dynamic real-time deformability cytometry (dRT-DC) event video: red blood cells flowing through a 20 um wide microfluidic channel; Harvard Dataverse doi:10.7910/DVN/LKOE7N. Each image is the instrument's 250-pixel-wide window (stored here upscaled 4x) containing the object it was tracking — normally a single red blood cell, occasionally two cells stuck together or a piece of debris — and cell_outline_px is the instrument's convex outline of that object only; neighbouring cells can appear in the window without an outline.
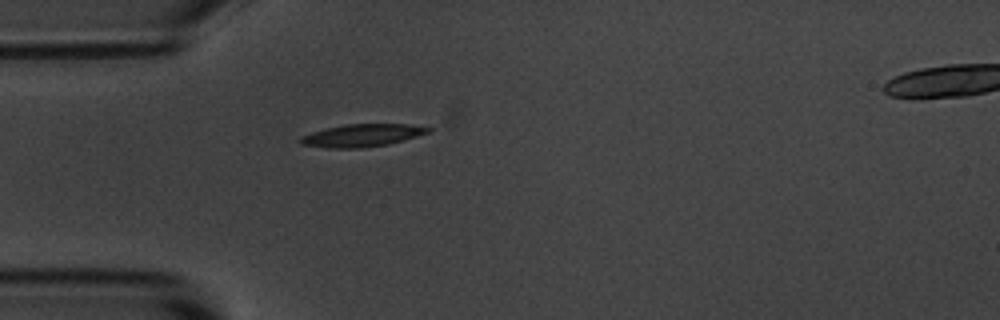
{"species": "common noctule bat (a hibernating species)", "species_latin": "Nyctalus noctula", "temperature_condition": "room temperature", "stored_images_in_passage": 41, "camera_frame_rate_fps": 3000, "um_per_image_px": 0.085, "animal": {"sex": "male", "body_mass_g": 20.1, "forearm_length_mm": 53.5}, "frame": {"image": 1, "passage_image": 1, "time_ms": 0.0, "image_size_px": [1000, 320], "cell_outline_px": [[432, 128], [428, 132], [416, 136], [388, 144], [360, 148], [328, 148], [300, 144], [296, 140], [300, 136], [324, 128], [344, 124], [408, 124]], "centroid_in_image_um": [30.68, 11.51], "position_along_channel_um": 54.3, "area_um2": 16.82}}
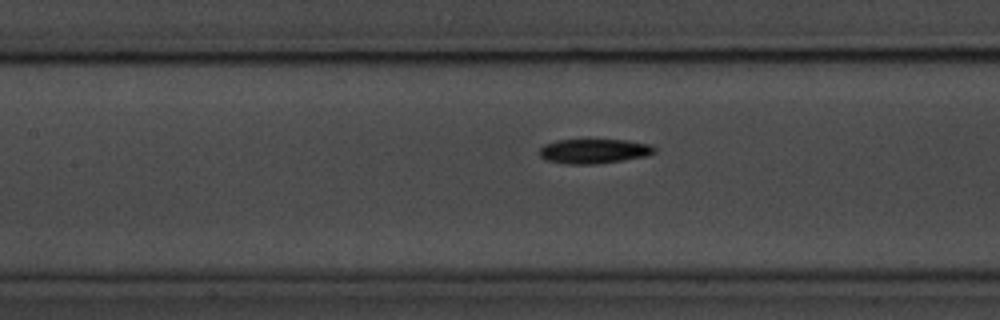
{"frame": {"image": 2, "passage_image": 10, "time_ms": 3.0, "image_size_px": [1000, 320], "cell_outline_px": [[656, 152], [648, 156], [624, 160], [596, 164], [568, 164], [544, 160], [540, 156], [540, 148], [544, 144], [556, 140], [624, 140], [648, 144], [656, 148]], "centroid_in_image_um": [50.48, 12.86], "position_along_channel_um": 156.9, "area_um2": 16.53}}
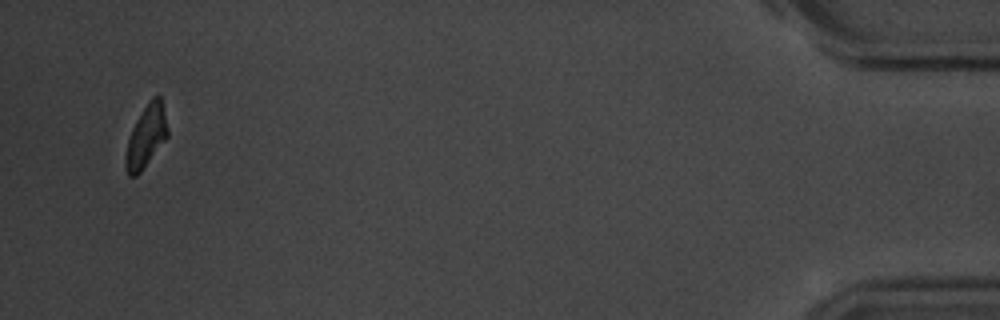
{"frame": {"image": 3, "passage_image": 39, "time_ms": 12.667, "image_size_px": [1000, 320], "cell_outline_px": [[168, 136], [140, 172], [136, 176], [128, 176], [124, 160], [124, 156], [128, 140], [132, 128], [136, 120], [148, 100], [152, 96], [160, 96], [168, 128]], "centroid_in_image_um": [12.4, 11.58], "position_along_channel_um": 422.8, "area_um2": 15.09}, "authors_computed_cell_mechanics": {"area_um2": 16.184, "velocity_mm_per_s": 3.6037, "shape_relaxation_time_tau1_ms": 3.1185, "shape_relaxation_time_tau2_ms": null, "deformation_change_tau1": 0.145, "deformation_change_tau2": null}}